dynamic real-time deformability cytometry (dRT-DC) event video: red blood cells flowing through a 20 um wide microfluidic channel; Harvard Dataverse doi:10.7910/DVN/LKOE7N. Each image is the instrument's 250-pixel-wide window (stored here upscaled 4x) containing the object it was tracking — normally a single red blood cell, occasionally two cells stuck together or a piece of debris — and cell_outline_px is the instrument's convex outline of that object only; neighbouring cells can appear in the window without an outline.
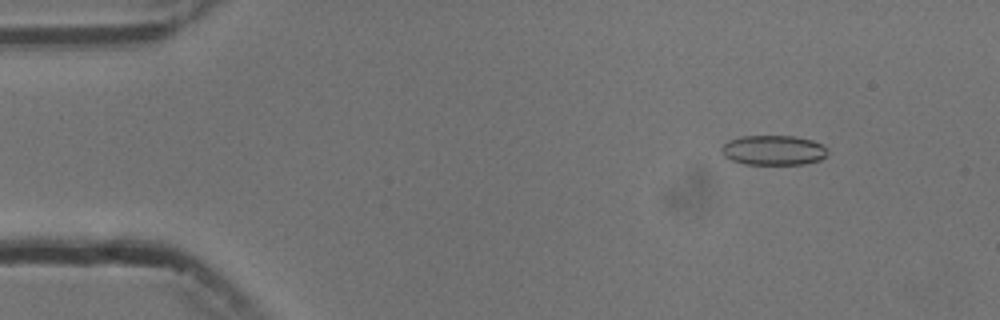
{"species": "common noctule bat (a hibernating species)", "species_latin": "Nyctalus noctula", "temperature_condition": "cold", "stored_images_in_passage": 5, "camera_frame_rate_fps": 3000, "um_per_image_px": 0.085, "animal": {"sex": "male", "body_mass_g": 13.3}, "frame": {"image": 1, "passage_image": 2, "time_ms": 1.0, "image_size_px": [1000, 320], "cell_outline_px": [[828, 152], [820, 160], [804, 164], [744, 164], [732, 160], [724, 156], [720, 152], [720, 148], [728, 140], [740, 136], [796, 136], [812, 140], [828, 148]], "centroid_in_image_um": [65.72, 12.76], "position_along_channel_um": 19.3, "area_um2": 18.55}}